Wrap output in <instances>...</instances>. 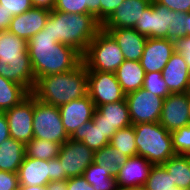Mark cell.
Here are the masks:
<instances>
[{
  "mask_svg": "<svg viewBox=\"0 0 190 190\" xmlns=\"http://www.w3.org/2000/svg\"><path fill=\"white\" fill-rule=\"evenodd\" d=\"M35 80L46 75L65 73L83 62L82 54L70 45L53 40V36L42 29L27 42Z\"/></svg>",
  "mask_w": 190,
  "mask_h": 190,
  "instance_id": "1",
  "label": "cell"
},
{
  "mask_svg": "<svg viewBox=\"0 0 190 190\" xmlns=\"http://www.w3.org/2000/svg\"><path fill=\"white\" fill-rule=\"evenodd\" d=\"M31 94L57 107L85 97L88 95L87 67L82 62L71 71L38 78Z\"/></svg>",
  "mask_w": 190,
  "mask_h": 190,
  "instance_id": "2",
  "label": "cell"
},
{
  "mask_svg": "<svg viewBox=\"0 0 190 190\" xmlns=\"http://www.w3.org/2000/svg\"><path fill=\"white\" fill-rule=\"evenodd\" d=\"M43 29L53 36V40L70 45L83 55L101 29V24L91 14L51 10Z\"/></svg>",
  "mask_w": 190,
  "mask_h": 190,
  "instance_id": "3",
  "label": "cell"
},
{
  "mask_svg": "<svg viewBox=\"0 0 190 190\" xmlns=\"http://www.w3.org/2000/svg\"><path fill=\"white\" fill-rule=\"evenodd\" d=\"M185 15L152 0L134 29L147 38H166L174 41L186 36Z\"/></svg>",
  "mask_w": 190,
  "mask_h": 190,
  "instance_id": "4",
  "label": "cell"
},
{
  "mask_svg": "<svg viewBox=\"0 0 190 190\" xmlns=\"http://www.w3.org/2000/svg\"><path fill=\"white\" fill-rule=\"evenodd\" d=\"M133 126L137 156L146 158L153 165H162L176 155L171 132L159 122L138 123Z\"/></svg>",
  "mask_w": 190,
  "mask_h": 190,
  "instance_id": "5",
  "label": "cell"
},
{
  "mask_svg": "<svg viewBox=\"0 0 190 190\" xmlns=\"http://www.w3.org/2000/svg\"><path fill=\"white\" fill-rule=\"evenodd\" d=\"M82 57L87 71L115 73L125 61L122 50L114 38L102 28L89 43Z\"/></svg>",
  "mask_w": 190,
  "mask_h": 190,
  "instance_id": "6",
  "label": "cell"
},
{
  "mask_svg": "<svg viewBox=\"0 0 190 190\" xmlns=\"http://www.w3.org/2000/svg\"><path fill=\"white\" fill-rule=\"evenodd\" d=\"M33 138L58 144L68 141L62 124L59 107L44 103L34 97Z\"/></svg>",
  "mask_w": 190,
  "mask_h": 190,
  "instance_id": "7",
  "label": "cell"
},
{
  "mask_svg": "<svg viewBox=\"0 0 190 190\" xmlns=\"http://www.w3.org/2000/svg\"><path fill=\"white\" fill-rule=\"evenodd\" d=\"M132 125L159 122L163 98L140 88L125 96Z\"/></svg>",
  "mask_w": 190,
  "mask_h": 190,
  "instance_id": "8",
  "label": "cell"
},
{
  "mask_svg": "<svg viewBox=\"0 0 190 190\" xmlns=\"http://www.w3.org/2000/svg\"><path fill=\"white\" fill-rule=\"evenodd\" d=\"M88 95L95 107L114 103L125 99L121 85L115 73L101 71H87Z\"/></svg>",
  "mask_w": 190,
  "mask_h": 190,
  "instance_id": "9",
  "label": "cell"
},
{
  "mask_svg": "<svg viewBox=\"0 0 190 190\" xmlns=\"http://www.w3.org/2000/svg\"><path fill=\"white\" fill-rule=\"evenodd\" d=\"M62 164L63 181L82 176L85 169L94 162V151L80 141L68 139L61 145L57 156Z\"/></svg>",
  "mask_w": 190,
  "mask_h": 190,
  "instance_id": "10",
  "label": "cell"
},
{
  "mask_svg": "<svg viewBox=\"0 0 190 190\" xmlns=\"http://www.w3.org/2000/svg\"><path fill=\"white\" fill-rule=\"evenodd\" d=\"M4 113L11 138L25 145L33 139L34 96L31 93Z\"/></svg>",
  "mask_w": 190,
  "mask_h": 190,
  "instance_id": "11",
  "label": "cell"
},
{
  "mask_svg": "<svg viewBox=\"0 0 190 190\" xmlns=\"http://www.w3.org/2000/svg\"><path fill=\"white\" fill-rule=\"evenodd\" d=\"M92 121L95 126L100 127L110 142L117 130L132 125L126 99L98 106Z\"/></svg>",
  "mask_w": 190,
  "mask_h": 190,
  "instance_id": "12",
  "label": "cell"
},
{
  "mask_svg": "<svg viewBox=\"0 0 190 190\" xmlns=\"http://www.w3.org/2000/svg\"><path fill=\"white\" fill-rule=\"evenodd\" d=\"M190 97L187 92L170 94L163 100L159 123L173 132L190 124Z\"/></svg>",
  "mask_w": 190,
  "mask_h": 190,
  "instance_id": "13",
  "label": "cell"
},
{
  "mask_svg": "<svg viewBox=\"0 0 190 190\" xmlns=\"http://www.w3.org/2000/svg\"><path fill=\"white\" fill-rule=\"evenodd\" d=\"M0 76L22 85L32 92L36 80L28 52L22 56H0Z\"/></svg>",
  "mask_w": 190,
  "mask_h": 190,
  "instance_id": "14",
  "label": "cell"
},
{
  "mask_svg": "<svg viewBox=\"0 0 190 190\" xmlns=\"http://www.w3.org/2000/svg\"><path fill=\"white\" fill-rule=\"evenodd\" d=\"M95 110L96 107L89 95L59 106L62 124L67 135L70 137L76 129L92 120Z\"/></svg>",
  "mask_w": 190,
  "mask_h": 190,
  "instance_id": "15",
  "label": "cell"
},
{
  "mask_svg": "<svg viewBox=\"0 0 190 190\" xmlns=\"http://www.w3.org/2000/svg\"><path fill=\"white\" fill-rule=\"evenodd\" d=\"M173 53V41L166 38H147L140 64L146 73L162 72Z\"/></svg>",
  "mask_w": 190,
  "mask_h": 190,
  "instance_id": "16",
  "label": "cell"
},
{
  "mask_svg": "<svg viewBox=\"0 0 190 190\" xmlns=\"http://www.w3.org/2000/svg\"><path fill=\"white\" fill-rule=\"evenodd\" d=\"M152 166L153 164L142 156L129 157L115 176L118 189L144 186Z\"/></svg>",
  "mask_w": 190,
  "mask_h": 190,
  "instance_id": "17",
  "label": "cell"
},
{
  "mask_svg": "<svg viewBox=\"0 0 190 190\" xmlns=\"http://www.w3.org/2000/svg\"><path fill=\"white\" fill-rule=\"evenodd\" d=\"M49 15L50 10L33 7L27 12L14 16L8 30L28 42L45 27Z\"/></svg>",
  "mask_w": 190,
  "mask_h": 190,
  "instance_id": "18",
  "label": "cell"
},
{
  "mask_svg": "<svg viewBox=\"0 0 190 190\" xmlns=\"http://www.w3.org/2000/svg\"><path fill=\"white\" fill-rule=\"evenodd\" d=\"M152 0H124L101 25L102 29L134 28Z\"/></svg>",
  "mask_w": 190,
  "mask_h": 190,
  "instance_id": "19",
  "label": "cell"
},
{
  "mask_svg": "<svg viewBox=\"0 0 190 190\" xmlns=\"http://www.w3.org/2000/svg\"><path fill=\"white\" fill-rule=\"evenodd\" d=\"M162 78L171 94L185 93L190 84L188 63L181 53L174 52L162 70Z\"/></svg>",
  "mask_w": 190,
  "mask_h": 190,
  "instance_id": "20",
  "label": "cell"
},
{
  "mask_svg": "<svg viewBox=\"0 0 190 190\" xmlns=\"http://www.w3.org/2000/svg\"><path fill=\"white\" fill-rule=\"evenodd\" d=\"M107 31L122 50L125 60L140 61L147 37L134 28L103 29Z\"/></svg>",
  "mask_w": 190,
  "mask_h": 190,
  "instance_id": "21",
  "label": "cell"
},
{
  "mask_svg": "<svg viewBox=\"0 0 190 190\" xmlns=\"http://www.w3.org/2000/svg\"><path fill=\"white\" fill-rule=\"evenodd\" d=\"M17 174L19 185L46 186L51 181L50 160L25 156Z\"/></svg>",
  "mask_w": 190,
  "mask_h": 190,
  "instance_id": "22",
  "label": "cell"
},
{
  "mask_svg": "<svg viewBox=\"0 0 190 190\" xmlns=\"http://www.w3.org/2000/svg\"><path fill=\"white\" fill-rule=\"evenodd\" d=\"M146 72L140 61L125 60L116 70L117 81L125 94L136 91L143 86Z\"/></svg>",
  "mask_w": 190,
  "mask_h": 190,
  "instance_id": "23",
  "label": "cell"
},
{
  "mask_svg": "<svg viewBox=\"0 0 190 190\" xmlns=\"http://www.w3.org/2000/svg\"><path fill=\"white\" fill-rule=\"evenodd\" d=\"M25 156V144L10 137L0 144V171L18 172Z\"/></svg>",
  "mask_w": 190,
  "mask_h": 190,
  "instance_id": "24",
  "label": "cell"
},
{
  "mask_svg": "<svg viewBox=\"0 0 190 190\" xmlns=\"http://www.w3.org/2000/svg\"><path fill=\"white\" fill-rule=\"evenodd\" d=\"M175 186L190 190V155L176 154L162 164Z\"/></svg>",
  "mask_w": 190,
  "mask_h": 190,
  "instance_id": "25",
  "label": "cell"
},
{
  "mask_svg": "<svg viewBox=\"0 0 190 190\" xmlns=\"http://www.w3.org/2000/svg\"><path fill=\"white\" fill-rule=\"evenodd\" d=\"M69 138L73 141L84 143L94 152L102 149L110 143L106 138V134L99 126H95L92 120L84 123L76 129Z\"/></svg>",
  "mask_w": 190,
  "mask_h": 190,
  "instance_id": "26",
  "label": "cell"
},
{
  "mask_svg": "<svg viewBox=\"0 0 190 190\" xmlns=\"http://www.w3.org/2000/svg\"><path fill=\"white\" fill-rule=\"evenodd\" d=\"M29 94L22 85L0 76V112L18 105Z\"/></svg>",
  "mask_w": 190,
  "mask_h": 190,
  "instance_id": "27",
  "label": "cell"
},
{
  "mask_svg": "<svg viewBox=\"0 0 190 190\" xmlns=\"http://www.w3.org/2000/svg\"><path fill=\"white\" fill-rule=\"evenodd\" d=\"M107 169L93 162L85 169L82 176L95 190H119L116 178Z\"/></svg>",
  "mask_w": 190,
  "mask_h": 190,
  "instance_id": "28",
  "label": "cell"
},
{
  "mask_svg": "<svg viewBox=\"0 0 190 190\" xmlns=\"http://www.w3.org/2000/svg\"><path fill=\"white\" fill-rule=\"evenodd\" d=\"M127 159V156L121 155V153L110 144L94 152V163L101 167L108 168V172L113 177L116 176L120 166H123Z\"/></svg>",
  "mask_w": 190,
  "mask_h": 190,
  "instance_id": "29",
  "label": "cell"
},
{
  "mask_svg": "<svg viewBox=\"0 0 190 190\" xmlns=\"http://www.w3.org/2000/svg\"><path fill=\"white\" fill-rule=\"evenodd\" d=\"M62 144L33 138L25 145L26 156L49 161L57 158Z\"/></svg>",
  "mask_w": 190,
  "mask_h": 190,
  "instance_id": "30",
  "label": "cell"
},
{
  "mask_svg": "<svg viewBox=\"0 0 190 190\" xmlns=\"http://www.w3.org/2000/svg\"><path fill=\"white\" fill-rule=\"evenodd\" d=\"M109 144L116 148L121 155H125L128 158L136 156L137 146L135 142L134 126L131 125L117 130L112 136Z\"/></svg>",
  "mask_w": 190,
  "mask_h": 190,
  "instance_id": "31",
  "label": "cell"
},
{
  "mask_svg": "<svg viewBox=\"0 0 190 190\" xmlns=\"http://www.w3.org/2000/svg\"><path fill=\"white\" fill-rule=\"evenodd\" d=\"M27 53V41L9 30L0 32V56L22 57Z\"/></svg>",
  "mask_w": 190,
  "mask_h": 190,
  "instance_id": "32",
  "label": "cell"
},
{
  "mask_svg": "<svg viewBox=\"0 0 190 190\" xmlns=\"http://www.w3.org/2000/svg\"><path fill=\"white\" fill-rule=\"evenodd\" d=\"M144 187L147 190H173L176 186L162 165H153Z\"/></svg>",
  "mask_w": 190,
  "mask_h": 190,
  "instance_id": "33",
  "label": "cell"
},
{
  "mask_svg": "<svg viewBox=\"0 0 190 190\" xmlns=\"http://www.w3.org/2000/svg\"><path fill=\"white\" fill-rule=\"evenodd\" d=\"M142 88L163 99L171 94L162 78V72L146 73Z\"/></svg>",
  "mask_w": 190,
  "mask_h": 190,
  "instance_id": "34",
  "label": "cell"
},
{
  "mask_svg": "<svg viewBox=\"0 0 190 190\" xmlns=\"http://www.w3.org/2000/svg\"><path fill=\"white\" fill-rule=\"evenodd\" d=\"M171 136L175 153L190 155V124L171 132Z\"/></svg>",
  "mask_w": 190,
  "mask_h": 190,
  "instance_id": "35",
  "label": "cell"
},
{
  "mask_svg": "<svg viewBox=\"0 0 190 190\" xmlns=\"http://www.w3.org/2000/svg\"><path fill=\"white\" fill-rule=\"evenodd\" d=\"M54 10L70 14H88L86 0H56Z\"/></svg>",
  "mask_w": 190,
  "mask_h": 190,
  "instance_id": "36",
  "label": "cell"
},
{
  "mask_svg": "<svg viewBox=\"0 0 190 190\" xmlns=\"http://www.w3.org/2000/svg\"><path fill=\"white\" fill-rule=\"evenodd\" d=\"M0 6L13 17L33 8L31 0H0Z\"/></svg>",
  "mask_w": 190,
  "mask_h": 190,
  "instance_id": "37",
  "label": "cell"
},
{
  "mask_svg": "<svg viewBox=\"0 0 190 190\" xmlns=\"http://www.w3.org/2000/svg\"><path fill=\"white\" fill-rule=\"evenodd\" d=\"M19 179L17 172L0 171V190H18Z\"/></svg>",
  "mask_w": 190,
  "mask_h": 190,
  "instance_id": "38",
  "label": "cell"
},
{
  "mask_svg": "<svg viewBox=\"0 0 190 190\" xmlns=\"http://www.w3.org/2000/svg\"><path fill=\"white\" fill-rule=\"evenodd\" d=\"M175 12L187 14L190 12V0H154Z\"/></svg>",
  "mask_w": 190,
  "mask_h": 190,
  "instance_id": "39",
  "label": "cell"
},
{
  "mask_svg": "<svg viewBox=\"0 0 190 190\" xmlns=\"http://www.w3.org/2000/svg\"><path fill=\"white\" fill-rule=\"evenodd\" d=\"M174 44V52L181 53L189 67L190 74V36H183L180 39H176L173 41Z\"/></svg>",
  "mask_w": 190,
  "mask_h": 190,
  "instance_id": "40",
  "label": "cell"
},
{
  "mask_svg": "<svg viewBox=\"0 0 190 190\" xmlns=\"http://www.w3.org/2000/svg\"><path fill=\"white\" fill-rule=\"evenodd\" d=\"M124 0H101V25L114 13Z\"/></svg>",
  "mask_w": 190,
  "mask_h": 190,
  "instance_id": "41",
  "label": "cell"
},
{
  "mask_svg": "<svg viewBox=\"0 0 190 190\" xmlns=\"http://www.w3.org/2000/svg\"><path fill=\"white\" fill-rule=\"evenodd\" d=\"M66 183L67 190H95L83 176L68 178Z\"/></svg>",
  "mask_w": 190,
  "mask_h": 190,
  "instance_id": "42",
  "label": "cell"
},
{
  "mask_svg": "<svg viewBox=\"0 0 190 190\" xmlns=\"http://www.w3.org/2000/svg\"><path fill=\"white\" fill-rule=\"evenodd\" d=\"M88 14H91L101 24V0H86Z\"/></svg>",
  "mask_w": 190,
  "mask_h": 190,
  "instance_id": "43",
  "label": "cell"
},
{
  "mask_svg": "<svg viewBox=\"0 0 190 190\" xmlns=\"http://www.w3.org/2000/svg\"><path fill=\"white\" fill-rule=\"evenodd\" d=\"M51 165V181H63L62 164L58 158L50 160Z\"/></svg>",
  "mask_w": 190,
  "mask_h": 190,
  "instance_id": "44",
  "label": "cell"
},
{
  "mask_svg": "<svg viewBox=\"0 0 190 190\" xmlns=\"http://www.w3.org/2000/svg\"><path fill=\"white\" fill-rule=\"evenodd\" d=\"M10 138L9 125L4 112H0V144Z\"/></svg>",
  "mask_w": 190,
  "mask_h": 190,
  "instance_id": "45",
  "label": "cell"
},
{
  "mask_svg": "<svg viewBox=\"0 0 190 190\" xmlns=\"http://www.w3.org/2000/svg\"><path fill=\"white\" fill-rule=\"evenodd\" d=\"M13 16L0 6V32L6 31L10 27Z\"/></svg>",
  "mask_w": 190,
  "mask_h": 190,
  "instance_id": "46",
  "label": "cell"
},
{
  "mask_svg": "<svg viewBox=\"0 0 190 190\" xmlns=\"http://www.w3.org/2000/svg\"><path fill=\"white\" fill-rule=\"evenodd\" d=\"M34 8H44L47 10H54L56 0H31Z\"/></svg>",
  "mask_w": 190,
  "mask_h": 190,
  "instance_id": "47",
  "label": "cell"
},
{
  "mask_svg": "<svg viewBox=\"0 0 190 190\" xmlns=\"http://www.w3.org/2000/svg\"><path fill=\"white\" fill-rule=\"evenodd\" d=\"M46 186L48 190H67L66 180L50 181Z\"/></svg>",
  "mask_w": 190,
  "mask_h": 190,
  "instance_id": "48",
  "label": "cell"
},
{
  "mask_svg": "<svg viewBox=\"0 0 190 190\" xmlns=\"http://www.w3.org/2000/svg\"><path fill=\"white\" fill-rule=\"evenodd\" d=\"M18 190H48L47 186H28V185H19Z\"/></svg>",
  "mask_w": 190,
  "mask_h": 190,
  "instance_id": "49",
  "label": "cell"
},
{
  "mask_svg": "<svg viewBox=\"0 0 190 190\" xmlns=\"http://www.w3.org/2000/svg\"><path fill=\"white\" fill-rule=\"evenodd\" d=\"M186 36H190V12L185 15Z\"/></svg>",
  "mask_w": 190,
  "mask_h": 190,
  "instance_id": "50",
  "label": "cell"
},
{
  "mask_svg": "<svg viewBox=\"0 0 190 190\" xmlns=\"http://www.w3.org/2000/svg\"><path fill=\"white\" fill-rule=\"evenodd\" d=\"M122 190H147V189L144 186H138V187L125 188Z\"/></svg>",
  "mask_w": 190,
  "mask_h": 190,
  "instance_id": "51",
  "label": "cell"
},
{
  "mask_svg": "<svg viewBox=\"0 0 190 190\" xmlns=\"http://www.w3.org/2000/svg\"><path fill=\"white\" fill-rule=\"evenodd\" d=\"M187 94L190 97V84H189V88H188Z\"/></svg>",
  "mask_w": 190,
  "mask_h": 190,
  "instance_id": "52",
  "label": "cell"
},
{
  "mask_svg": "<svg viewBox=\"0 0 190 190\" xmlns=\"http://www.w3.org/2000/svg\"><path fill=\"white\" fill-rule=\"evenodd\" d=\"M173 190H183V189H180L178 187H173Z\"/></svg>",
  "mask_w": 190,
  "mask_h": 190,
  "instance_id": "53",
  "label": "cell"
}]
</instances>
